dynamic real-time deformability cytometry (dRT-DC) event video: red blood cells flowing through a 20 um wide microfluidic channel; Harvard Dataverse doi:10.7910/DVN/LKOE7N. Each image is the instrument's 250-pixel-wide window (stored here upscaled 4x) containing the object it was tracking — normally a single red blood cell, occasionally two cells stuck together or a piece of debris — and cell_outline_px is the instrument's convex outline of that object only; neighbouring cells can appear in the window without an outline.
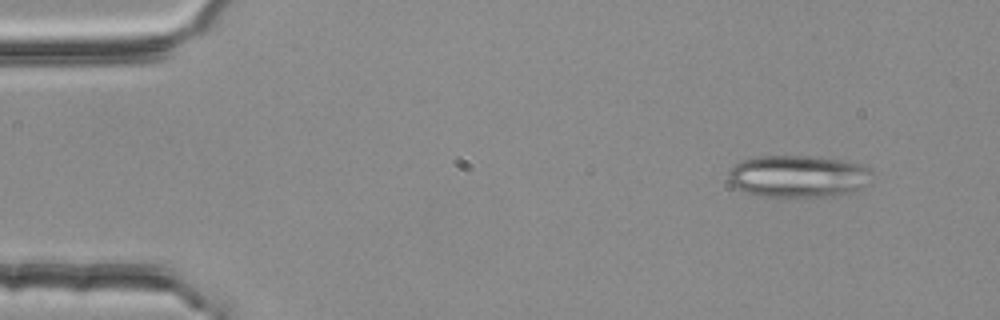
{"species": "common noctule bat (a hibernating species)", "species_latin": "Nyctalus noctula", "temperature_condition": "room temperature", "stored_images_in_passage": 3, "camera_frame_rate_fps": 3000, "um_per_image_px": 0.085, "animal": {"sex": "female", "body_mass_g": 25.1}, "frame": {"image": 1, "passage_image": 2, "time_ms": 0.333, "image_size_px": [1000, 320], "cell_outline_px": [[872, 172], [864, 184], [860, 188], [852, 192], [840, 196], [760, 196], [736, 188], [728, 180], [728, 172], [732, 164], [740, 160], [756, 156], [804, 156], [840, 160], [856, 164], [868, 168]], "centroid_in_image_um": [67.75, 14.98], "position_along_channel_um": 17.2, "area_um2": 34.97}}